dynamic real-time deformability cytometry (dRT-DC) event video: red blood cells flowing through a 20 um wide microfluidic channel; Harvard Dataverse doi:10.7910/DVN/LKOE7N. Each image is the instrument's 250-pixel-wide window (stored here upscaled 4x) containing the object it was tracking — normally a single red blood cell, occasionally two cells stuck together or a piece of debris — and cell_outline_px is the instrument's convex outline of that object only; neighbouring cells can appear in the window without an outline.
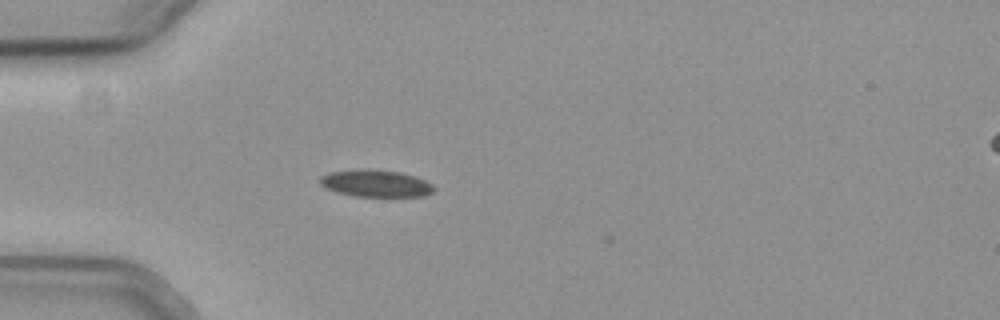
{"species": "common noctule bat (a hibernating species)", "species_latin": "Nyctalus noctula", "temperature_condition": "cold", "stored_images_in_passage": 2, "camera_frame_rate_fps": 3000, "um_per_image_px": 0.085, "animal": {"sex": "female", "body_mass_g": 19.3, "forearm_length_mm": 54.1}, "frame": {"image": 1, "passage_image": 1, "time_ms": 0.0, "image_size_px": [1000, 320], "cell_outline_px": [[436, 188], [432, 192], [424, 196], [356, 196], [340, 192], [328, 188], [320, 184], [320, 176], [328, 172], [360, 168], [400, 172], [416, 176], [432, 184]], "centroid_in_image_um": [31.95, 15.57], "position_along_channel_um": 53.0, "area_um2": 17.86}}